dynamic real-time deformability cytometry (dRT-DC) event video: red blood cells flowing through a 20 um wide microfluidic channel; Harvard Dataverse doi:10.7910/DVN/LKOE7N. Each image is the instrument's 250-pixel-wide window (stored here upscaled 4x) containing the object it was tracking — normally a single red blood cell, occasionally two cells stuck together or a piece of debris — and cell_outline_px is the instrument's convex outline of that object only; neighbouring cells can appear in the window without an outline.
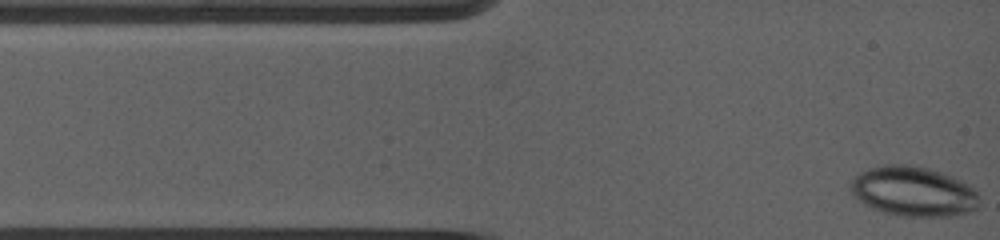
{"species": "common noctule bat (a hibernating species)", "species_latin": "Nyctalus noctula", "temperature_condition": "warm", "stored_images_in_passage": 38, "camera_frame_rate_fps": 5000, "um_per_image_px": 0.085, "animal": {"sex": "female", "body_mass_g": 19.0, "forearm_length_mm": 53.3}, "frame": {"image": 1, "passage_image": 1, "time_ms": 0.0, "image_size_px": [1000, 240], "cell_outline_px": [[976, 208], [968, 212], [952, 216], [900, 216], [884, 212], [872, 208], [864, 204], [852, 196], [852, 180], [860, 172], [872, 168], [892, 164], [904, 164], [928, 168], [960, 180], [972, 188], [976, 192]], "centroid_in_image_um": [77.6, 16.28], "position_along_channel_um": 7.4, "area_um2": 36.65}}
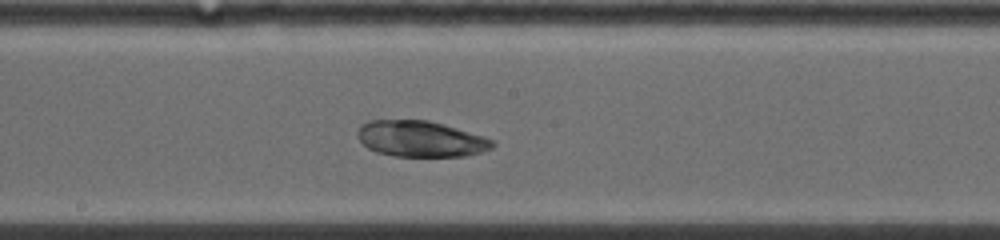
{"frame": {"image": 2, "passage_image": 21, "time_ms": 6.6, "image_size_px": [1000, 240], "cell_outline_px": [[496, 144], [492, 148], [480, 152], [464, 156], [392, 156], [376, 152], [368, 148], [360, 140], [360, 128], [364, 124], [372, 120], [424, 120], [440, 124], [484, 136], [496, 140]], "centroid_in_image_um": [35.81, 11.82], "position_along_channel_um": 212.4, "area_um2": 27.8}}
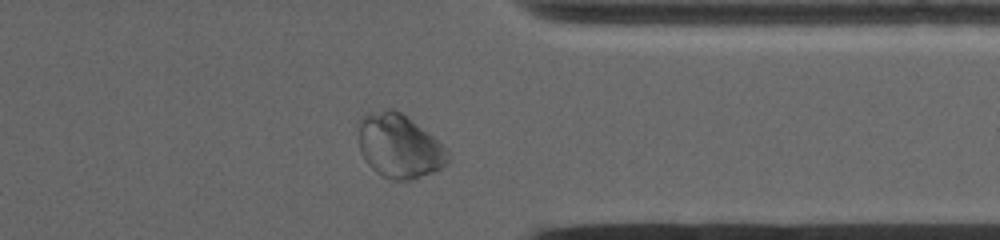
{"frame": {"image": 3, "passage_image": 34, "time_ms": 11.0, "image_size_px": [1000, 240], "cell_outline_px": [[452, 156], [448, 164], [432, 172], [408, 180], [392, 180], [380, 176], [364, 160], [360, 152], [360, 120], [364, 116], [388, 108], [392, 108], [400, 112], [448, 148]], "centroid_in_image_um": [33.97, 12.46], "position_along_channel_um": 377.4, "area_um2": 32.95}}